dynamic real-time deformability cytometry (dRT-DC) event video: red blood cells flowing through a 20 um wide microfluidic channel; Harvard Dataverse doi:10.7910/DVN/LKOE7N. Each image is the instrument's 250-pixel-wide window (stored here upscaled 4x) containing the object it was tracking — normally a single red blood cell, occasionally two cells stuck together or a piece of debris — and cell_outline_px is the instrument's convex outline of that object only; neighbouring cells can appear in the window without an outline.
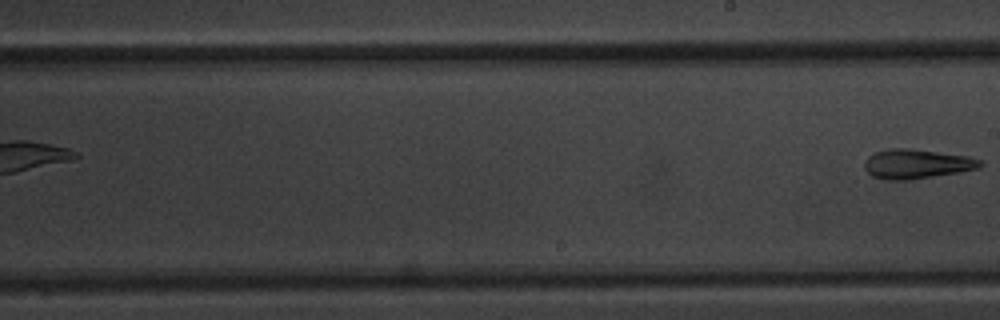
{"species": "common noctule bat (a hibernating species)", "species_latin": "Nyctalus noctula", "temperature_condition": "warm", "stored_images_in_passage": 10, "segment_of_instrument_passage": [2, 2], "camera_frame_rate_fps": 3000, "um_per_image_px": 0.085, "animal": {"sex": "male", "body_mass_g": 20.1, "forearm_length_mm": 53.5}, "frame": {"image": 1, "passage_image": 10, "time_ms": 10.667, "image_size_px": [1000, 320], "cell_outline_px": [[984, 164], [976, 168], [960, 172], [912, 180], [884, 180], [872, 176], [864, 168], [864, 160], [868, 156], [876, 152], [888, 148], [908, 148], [968, 156], [984, 160]], "centroid_in_image_um": [77.9, 13.94], "position_along_channel_um": 211.1, "area_um2": 20.06}}